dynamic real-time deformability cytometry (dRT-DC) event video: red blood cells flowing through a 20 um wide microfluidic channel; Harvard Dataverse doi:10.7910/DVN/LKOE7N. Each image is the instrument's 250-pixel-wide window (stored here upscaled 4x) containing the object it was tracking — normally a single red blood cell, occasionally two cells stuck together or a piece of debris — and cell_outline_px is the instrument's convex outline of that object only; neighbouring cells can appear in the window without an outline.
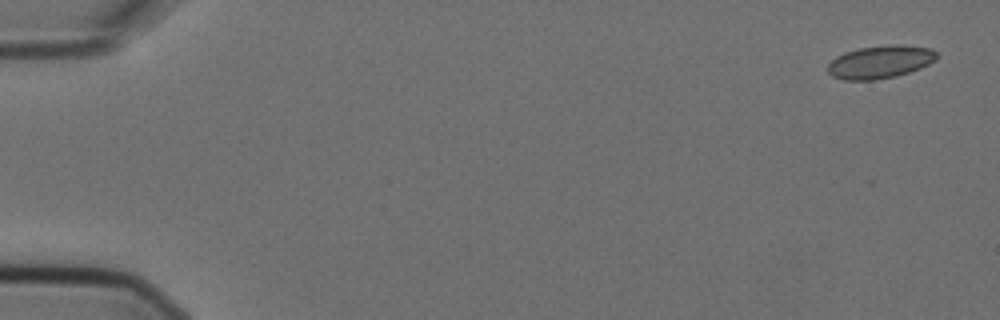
{"species": "Egyptian fruit bat (a non-hibernating species)", "species_latin": "Rousettus aegyptiacus", "temperature_condition": "cold", "stored_images_in_passage": 5, "camera_frame_rate_fps": 3000, "um_per_image_px": 0.085, "animal": {"sex": "female"}, "frame": {"image": 1, "passage_image": 1, "time_ms": 0.0, "image_size_px": [1000, 320], "cell_outline_px": [[936, 60], [920, 68], [896, 76], [876, 80], [844, 80], [832, 76], [828, 72], [828, 64], [836, 56], [844, 52], [860, 48], [892, 44], [928, 48], [936, 52]], "centroid_in_image_um": [74.77, 5.27], "position_along_channel_um": 10.2, "area_um2": 20.69}}
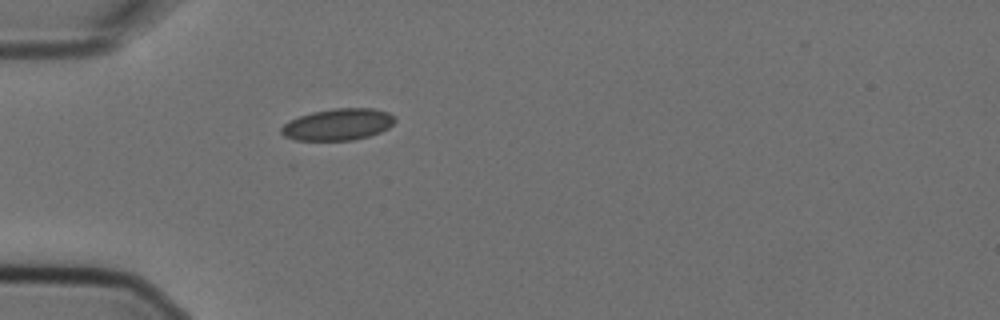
{"frame": {"image": 2, "passage_image": 5, "time_ms": 1.333, "image_size_px": [1000, 320], "cell_outline_px": [[396, 120], [388, 128], [380, 132], [368, 136], [352, 140], [296, 140], [284, 136], [280, 132], [280, 128], [288, 120], [312, 112], [332, 108], [372, 108], [388, 112]], "centroid_in_image_um": [28.7, 10.57], "position_along_channel_um": 56.3, "area_um2": 20.92}}